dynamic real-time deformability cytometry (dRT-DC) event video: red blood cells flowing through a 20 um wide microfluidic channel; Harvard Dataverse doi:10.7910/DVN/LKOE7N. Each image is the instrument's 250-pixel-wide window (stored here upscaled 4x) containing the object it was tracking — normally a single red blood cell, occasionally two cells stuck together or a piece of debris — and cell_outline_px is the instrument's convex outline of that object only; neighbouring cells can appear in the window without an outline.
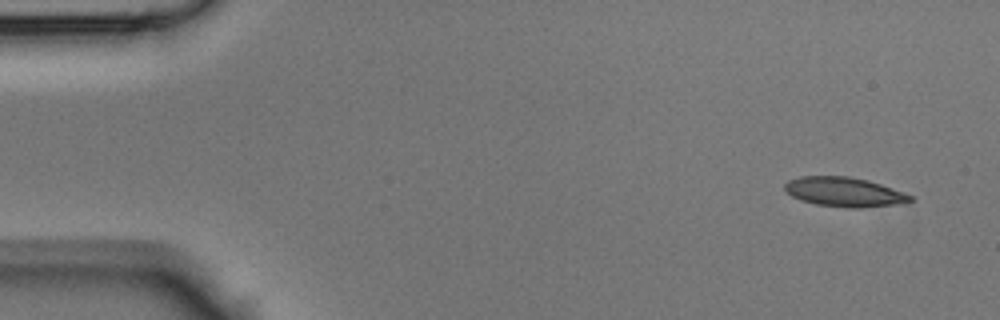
{"species": "Egyptian fruit bat (a non-hibernating species)", "species_latin": "Rousettus aegyptiacus", "temperature_condition": "room temperature", "stored_images_in_passage": 10, "camera_frame_rate_fps": 3000, "um_per_image_px": 0.085, "animal": {"sex": "male"}, "frame": {"image": 1, "passage_image": 1, "time_ms": 0.0, "image_size_px": [1000, 320], "cell_outline_px": [[912, 200], [892, 204], [860, 208], [848, 208], [816, 204], [800, 200], [792, 196], [784, 188], [784, 184], [788, 180], [800, 176], [848, 176], [868, 180], [904, 192], [912, 196]], "centroid_in_image_um": [71.71, 16.3], "position_along_channel_um": 13.3, "area_um2": 21.33}}